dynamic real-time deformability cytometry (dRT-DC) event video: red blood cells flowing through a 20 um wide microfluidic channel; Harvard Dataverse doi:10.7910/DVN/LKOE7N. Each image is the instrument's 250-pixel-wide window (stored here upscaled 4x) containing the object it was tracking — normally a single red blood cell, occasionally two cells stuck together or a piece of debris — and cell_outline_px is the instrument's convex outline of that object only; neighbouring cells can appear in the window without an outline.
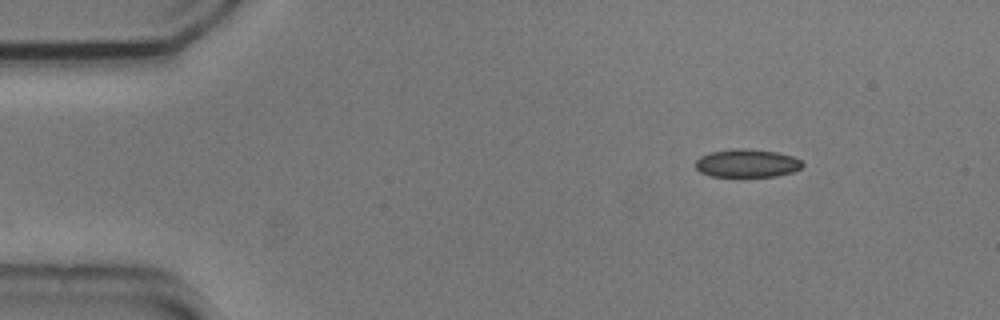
{"species": "common noctule bat (a hibernating species)", "species_latin": "Nyctalus noctula", "temperature_condition": "cold", "stored_images_in_passage": 42, "camera_frame_rate_fps": 3000, "um_per_image_px": 0.085, "animal": {"sex": "male", "body_mass_g": 20.5, "forearm_length_mm": 52.5}, "frame": {"image": 1, "passage_image": 1, "time_ms": 0.0, "image_size_px": [1000, 320], "cell_outline_px": [[804, 164], [800, 168], [792, 172], [776, 176], [712, 176], [700, 172], [696, 168], [696, 160], [700, 156], [712, 152], [736, 148], [740, 148], [776, 152], [792, 156], [800, 160]], "centroid_in_image_um": [63.49, 13.88], "position_along_channel_um": 21.5, "area_um2": 17.28}}
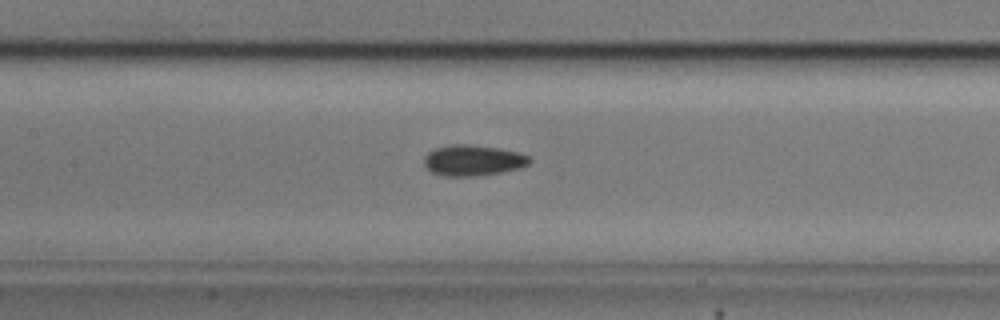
{"frame": {"image": 2, "passage_image": 19, "time_ms": 6.0, "image_size_px": [1000, 320], "cell_outline_px": [[532, 160], [528, 164], [520, 168], [500, 172], [476, 176], [444, 176], [432, 172], [424, 164], [424, 156], [428, 152], [436, 148], [452, 144], [468, 144], [500, 148], [520, 152], [528, 156]], "centroid_in_image_um": [40.21, 13.62], "position_along_channel_um": 167.2, "area_um2": 18.96}}
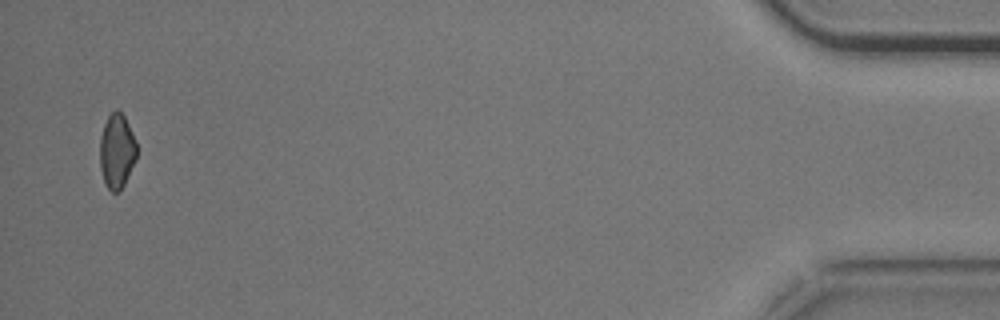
{"frame": {"image": 3, "passage_image": 42, "time_ms": 13.667, "image_size_px": [1000, 320], "cell_outline_px": [[136, 160], [120, 192], [112, 192], [108, 188], [104, 180], [100, 168], [100, 136], [104, 124], [108, 116], [116, 108], [124, 116], [136, 140]], "centroid_in_image_um": [9.93, 12.84], "position_along_channel_um": 425.3, "area_um2": 16.01}, "authors_computed_cell_mechanics": {"area_um2": 17.629, "velocity_mm_per_s": 3.6925, "shape_relaxation_time_tau1_ms": 5.028, "shape_relaxation_time_tau2_ms": 9.2505, "deformation_change_tau1": 0.0734, "deformation_change_tau2": 0.1455}}